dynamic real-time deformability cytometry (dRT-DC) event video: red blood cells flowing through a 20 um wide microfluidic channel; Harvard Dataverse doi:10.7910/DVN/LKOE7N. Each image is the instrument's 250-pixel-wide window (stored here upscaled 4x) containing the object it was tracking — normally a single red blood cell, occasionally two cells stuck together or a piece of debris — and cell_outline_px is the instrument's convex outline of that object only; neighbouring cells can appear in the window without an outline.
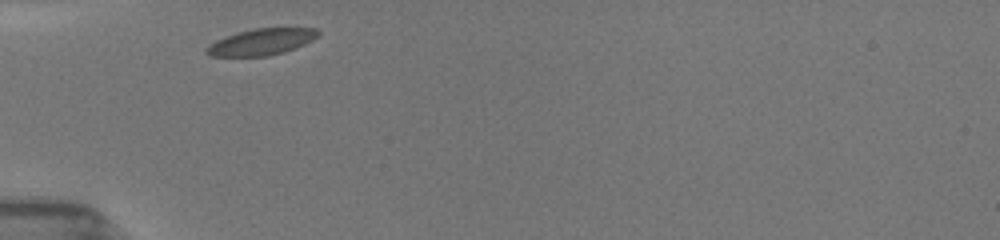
{"species": "common noctule bat (a hibernating species)", "species_latin": "Nyctalus noctula", "temperature_condition": "room temperature", "stored_images_in_passage": 19, "camera_frame_rate_fps": 3000, "um_per_image_px": 0.085, "animal": {"sex": "female", "body_mass_g": 19.5, "forearm_length_mm": 54.1}, "frame": {"image": 1, "passage_image": 1, "time_ms": 0.0, "image_size_px": [1000, 240], "cell_outline_px": [[320, 32], [312, 40], [296, 48], [284, 52], [268, 56], [212, 56], [204, 52], [204, 48], [216, 40], [224, 36], [256, 28], [316, 28]], "centroid_in_image_um": [22.19, 3.57], "position_along_channel_um": 62.8, "area_um2": 17.11}}
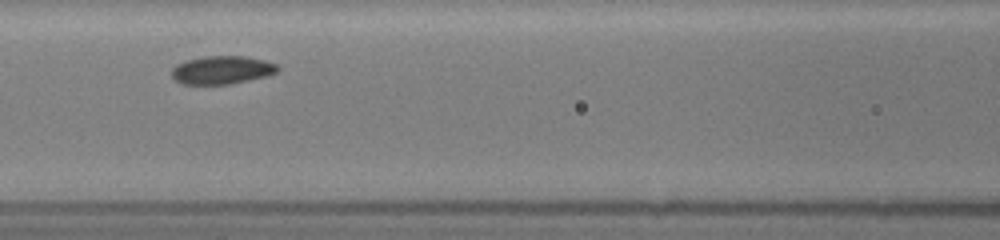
{"frame": {"image": 2, "passage_image": 8, "time_ms": 2.333, "image_size_px": [1000, 240], "cell_outline_px": [[280, 68], [276, 72], [268, 76], [228, 84], [180, 84], [172, 76], [172, 68], [176, 64], [188, 60], [204, 56], [244, 56], [264, 60], [276, 64]], "centroid_in_image_um": [18.86, 5.95], "position_along_channel_um": 147.7, "area_um2": 17.34}}
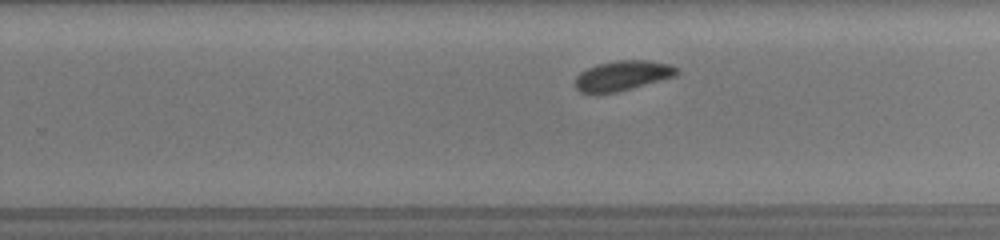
{"frame": {"image": 3, "passage_image": 17, "time_ms": 5.667, "image_size_px": [1000, 240], "cell_outline_px": [[680, 72], [676, 76], [632, 88], [616, 92], [580, 92], [576, 88], [576, 76], [580, 72], [596, 64], [616, 60], [648, 60], [668, 64], [676, 68]], "centroid_in_image_um": [52.93, 6.41], "position_along_channel_um": 276.9, "area_um2": 17.51}}